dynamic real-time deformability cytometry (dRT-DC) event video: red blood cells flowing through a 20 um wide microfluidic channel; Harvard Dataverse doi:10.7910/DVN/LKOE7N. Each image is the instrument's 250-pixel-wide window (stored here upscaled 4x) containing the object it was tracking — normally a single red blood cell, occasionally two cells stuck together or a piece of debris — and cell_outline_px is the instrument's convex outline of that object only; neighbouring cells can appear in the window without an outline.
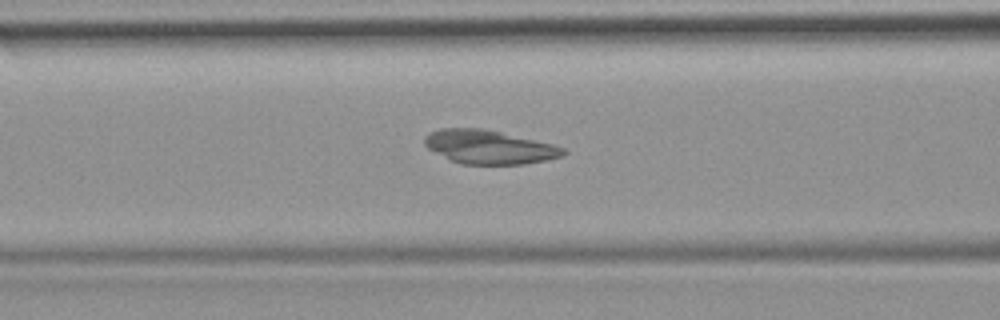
{"species": "common noctule bat (a hibernating species)", "species_latin": "Nyctalus noctula", "temperature_condition": "room temperature", "stored_images_in_passage": 28, "camera_frame_rate_fps": 3000, "um_per_image_px": 0.085, "animal": {"sex": "female", "body_mass_g": 19.9}, "frame": {"image": 1, "passage_image": 6, "time_ms": 1.667, "image_size_px": [1000, 320], "cell_outline_px": [[568, 152], [560, 156], [544, 160], [524, 164], [460, 164], [428, 148], [424, 144], [424, 136], [440, 128], [484, 128], [552, 144], [564, 148]], "centroid_in_image_um": [41.56, 12.49], "position_along_channel_um": 125.0, "area_um2": 26.93}}
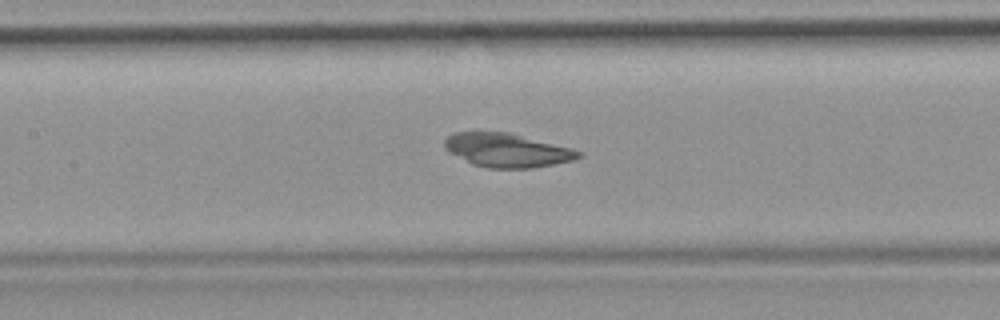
{"frame": {"image": 2, "passage_image": 9, "time_ms": 2.667, "image_size_px": [1000, 320], "cell_outline_px": [[580, 156], [572, 160], [532, 168], [488, 168], [472, 164], [448, 152], [444, 148], [444, 140], [448, 136], [456, 132], [508, 132], [572, 148], [580, 152]], "centroid_in_image_um": [43.05, 12.77], "position_along_channel_um": 164.4, "area_um2": 26.13}}
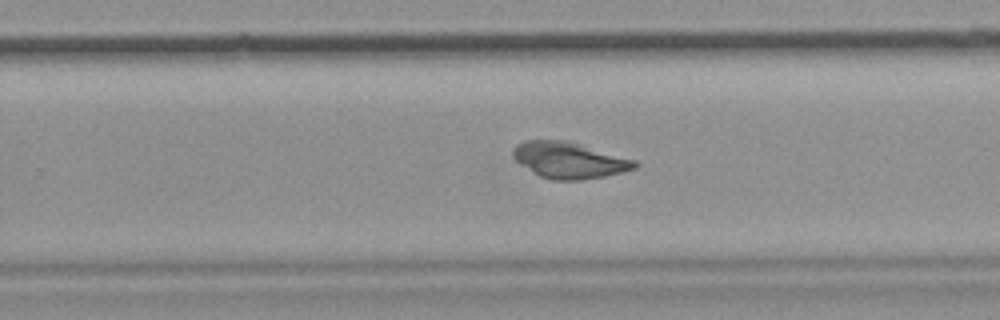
{"frame": {"image": 3, "passage_image": 18, "time_ms": 5.667, "image_size_px": [1000, 320], "cell_outline_px": [[640, 164], [636, 168], [604, 176], [580, 180], [552, 180], [540, 176], [520, 164], [512, 156], [512, 148], [516, 144], [524, 140], [568, 140], [636, 160]], "centroid_in_image_um": [48.37, 13.6], "position_along_channel_um": 281.4, "area_um2": 25.78}}